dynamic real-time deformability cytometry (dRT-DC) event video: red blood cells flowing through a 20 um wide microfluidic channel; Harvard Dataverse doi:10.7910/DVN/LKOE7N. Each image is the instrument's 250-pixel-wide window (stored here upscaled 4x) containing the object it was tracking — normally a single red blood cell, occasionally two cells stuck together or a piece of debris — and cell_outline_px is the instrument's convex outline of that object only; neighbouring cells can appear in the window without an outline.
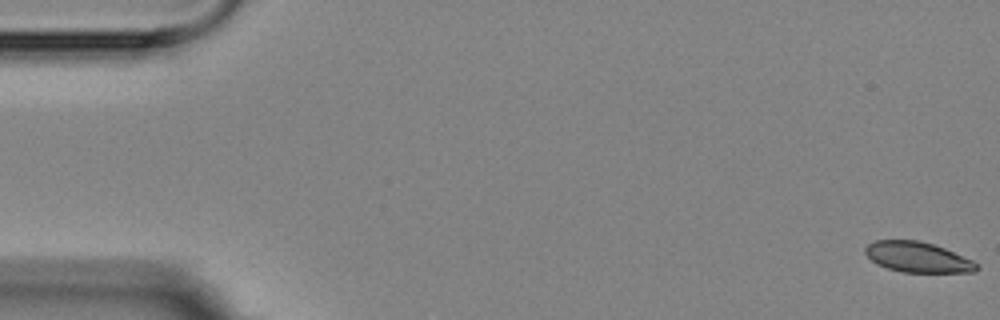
{"species": "Egyptian fruit bat (a non-hibernating species)", "species_latin": "Rousettus aegyptiacus", "temperature_condition": "room temperature", "stored_images_in_passage": 8, "camera_frame_rate_fps": 3000, "um_per_image_px": 0.085, "animal": {"sex": "female"}, "frame": {"image": 1, "passage_image": 1, "time_ms": 0.0, "image_size_px": [1000, 320], "cell_outline_px": [[980, 268], [976, 272], [904, 272], [888, 268], [876, 264], [864, 252], [864, 248], [868, 244], [876, 240], [920, 240], [944, 248], [972, 260], [980, 264]], "centroid_in_image_um": [78.02, 21.86], "position_along_channel_um": 7.0, "area_um2": 19.71}}